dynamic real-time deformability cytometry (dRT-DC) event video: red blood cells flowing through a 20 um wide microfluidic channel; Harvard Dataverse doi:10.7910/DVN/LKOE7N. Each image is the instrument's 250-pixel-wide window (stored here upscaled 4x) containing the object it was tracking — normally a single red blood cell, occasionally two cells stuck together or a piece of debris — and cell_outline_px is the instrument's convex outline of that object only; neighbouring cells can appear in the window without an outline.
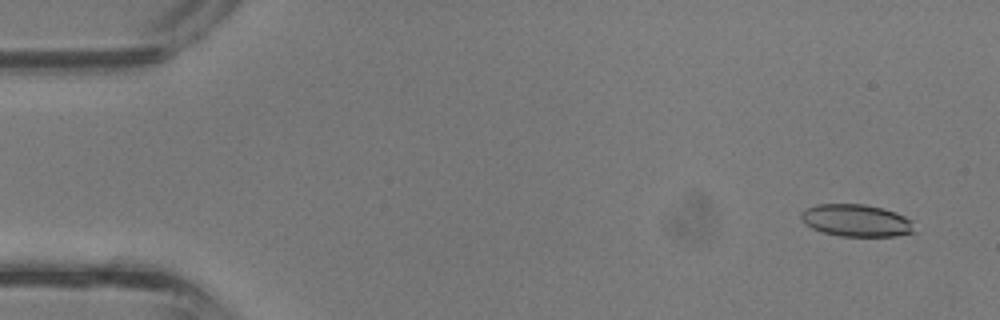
{"species": "common noctule bat (a hibernating species)", "species_latin": "Nyctalus noctula", "temperature_condition": "room temperature", "stored_images_in_passage": 39, "camera_frame_rate_fps": 3000, "um_per_image_px": 0.085, "animal": {"sex": "male", "body_mass_g": 13.3}, "frame": {"image": 1, "passage_image": 3, "time_ms": 0.667, "image_size_px": [1000, 320], "cell_outline_px": [[916, 232], [896, 236], [840, 236], [820, 232], [804, 224], [800, 220], [800, 212], [804, 208], [816, 204], [864, 204], [896, 212], [912, 220]], "centroid_in_image_um": [72.75, 18.74], "position_along_channel_um": 12.3, "area_um2": 21.62}}
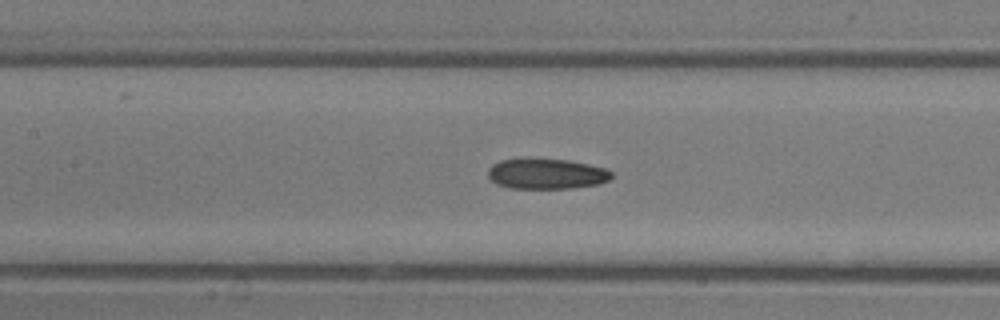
{"frame": {"image": 2, "passage_image": 18, "time_ms": 5.667, "image_size_px": [1000, 320], "cell_outline_px": [[612, 176], [608, 180], [600, 184], [572, 188], [508, 188], [496, 184], [488, 176], [488, 168], [492, 164], [500, 160], [568, 160], [588, 164], [604, 168], [612, 172]], "centroid_in_image_um": [46.45, 14.8], "position_along_channel_um": 160.9, "area_um2": 21.56}}
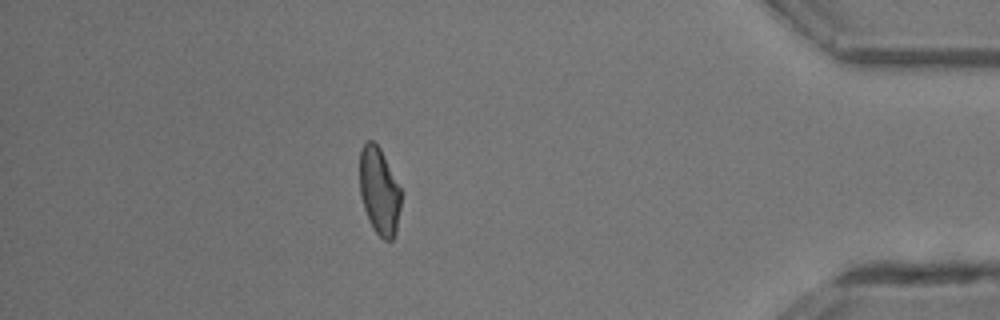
{"frame": {"image": 3, "passage_image": 34, "time_ms": 11.0, "image_size_px": [1000, 320], "cell_outline_px": [[400, 208], [396, 232], [392, 240], [384, 240], [372, 228], [368, 220], [360, 196], [360, 152], [364, 144], [368, 140], [372, 140], [380, 148], [400, 188]], "centroid_in_image_um": [32.22, 16.26], "position_along_channel_um": 403.0, "area_um2": 20.81}}